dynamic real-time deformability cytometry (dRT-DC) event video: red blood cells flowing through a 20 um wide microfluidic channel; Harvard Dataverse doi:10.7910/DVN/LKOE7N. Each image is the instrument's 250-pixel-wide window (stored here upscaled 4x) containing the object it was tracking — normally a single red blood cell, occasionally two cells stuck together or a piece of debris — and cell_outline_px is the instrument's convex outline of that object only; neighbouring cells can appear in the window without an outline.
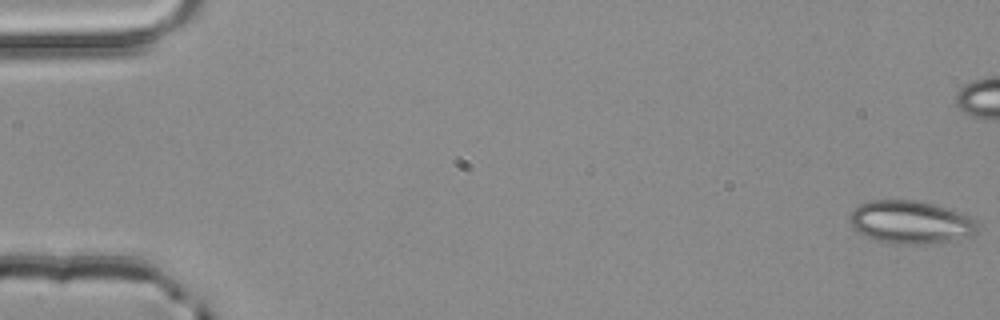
{"species": "common noctule bat (a hibernating species)", "species_latin": "Nyctalus noctula", "temperature_condition": "room temperature", "stored_images_in_passage": 6, "camera_frame_rate_fps": 3000, "um_per_image_px": 0.085, "animal": {"sex": "male", "body_mass_g": 20.4}, "frame": {"image": 1, "passage_image": 1, "time_ms": 0.0, "image_size_px": [1000, 320], "cell_outline_px": [[976, 232], [972, 236], [956, 240], [928, 244], [892, 244], [872, 240], [852, 228], [848, 224], [848, 216], [852, 208], [868, 200], [916, 200], [948, 208], [960, 212], [968, 216], [976, 224]], "centroid_in_image_um": [77.32, 18.9], "position_along_channel_um": 7.7, "area_um2": 32.48}}